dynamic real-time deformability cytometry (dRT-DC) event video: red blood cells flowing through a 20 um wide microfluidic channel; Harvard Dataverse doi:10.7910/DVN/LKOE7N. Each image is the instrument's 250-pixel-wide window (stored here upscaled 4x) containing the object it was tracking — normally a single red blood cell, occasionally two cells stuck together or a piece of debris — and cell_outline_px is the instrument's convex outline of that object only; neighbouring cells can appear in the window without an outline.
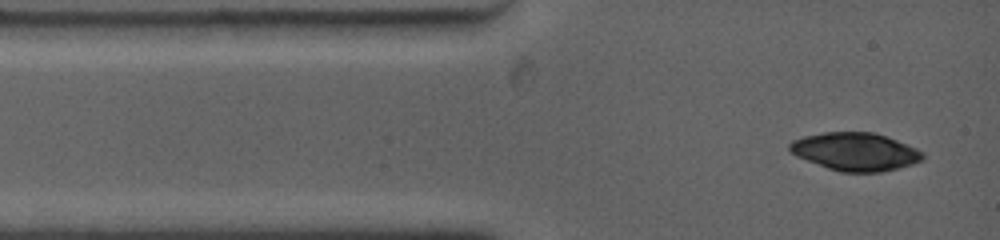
{"species": "common noctule bat (a hibernating species)", "species_latin": "Nyctalus noctula", "temperature_condition": "warm", "stored_images_in_passage": 2, "camera_frame_rate_fps": 4500, "um_per_image_px": 0.085, "animal": {"sex": "female", "body_mass_g": 19.0, "forearm_length_mm": 53.3}, "frame": {"image": 1, "passage_image": 2, "time_ms": 0.667, "image_size_px": [1000, 240], "cell_outline_px": [[924, 156], [920, 160], [912, 164], [880, 172], [840, 172], [828, 168], [796, 156], [788, 148], [788, 144], [792, 140], [804, 136], [824, 132], [872, 132], [896, 140], [916, 148], [924, 152]], "centroid_in_image_um": [72.67, 12.88], "position_along_channel_um": 12.3, "area_um2": 29.19}}